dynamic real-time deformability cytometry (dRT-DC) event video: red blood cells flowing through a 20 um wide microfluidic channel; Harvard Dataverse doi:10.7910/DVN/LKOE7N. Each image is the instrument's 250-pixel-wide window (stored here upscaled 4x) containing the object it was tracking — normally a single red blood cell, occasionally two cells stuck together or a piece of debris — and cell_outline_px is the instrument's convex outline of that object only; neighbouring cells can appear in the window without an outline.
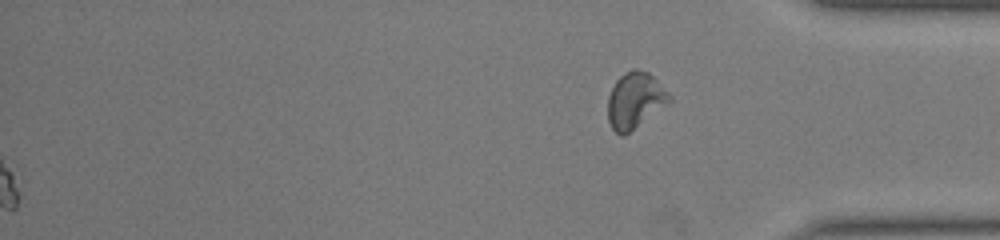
{"species": "common noctule bat (a hibernating species)", "species_latin": "Nyctalus noctula", "temperature_condition": "warm", "stored_images_in_passage": 43, "segment_of_instrument_passage": [2, 2], "camera_frame_rate_fps": 3000, "um_per_image_px": 0.085, "animal": {"sex": "male", "body_mass_g": 19.0, "forearm_length_mm": 50.8}, "frame": {"image": 1, "passage_image": 43, "time_ms": 14.0, "image_size_px": [1000, 240], "cell_outline_px": [[672, 100], [624, 136], [620, 136], [612, 128], [608, 120], [608, 96], [616, 80], [624, 72], [632, 68], [636, 68], [648, 72], [672, 96]], "centroid_in_image_um": [53.96, 8.52], "position_along_channel_um": 381.2, "area_um2": 19.94}}